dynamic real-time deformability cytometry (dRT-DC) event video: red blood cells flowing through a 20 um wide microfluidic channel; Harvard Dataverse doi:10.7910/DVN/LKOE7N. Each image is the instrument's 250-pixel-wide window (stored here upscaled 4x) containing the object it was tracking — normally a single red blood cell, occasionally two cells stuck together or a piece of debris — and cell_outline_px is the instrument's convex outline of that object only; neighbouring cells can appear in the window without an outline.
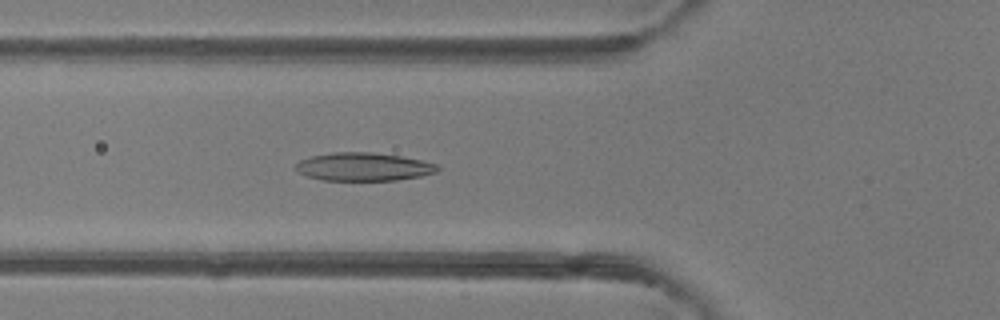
{"species": "common noctule bat (a hibernating species)", "species_latin": "Nyctalus noctula", "temperature_condition": "room temperature", "stored_images_in_passage": 40, "camera_frame_rate_fps": 3000, "um_per_image_px": 0.085, "animal": {"sex": "female"}, "frame": {"image": 1, "passage_image": 10, "time_ms": 3.0, "image_size_px": [1000, 320], "cell_outline_px": [[440, 168], [436, 172], [420, 176], [396, 180], [320, 180], [296, 172], [292, 168], [300, 160], [312, 156], [332, 152], [372, 152], [400, 156], [420, 160], [436, 164]], "centroid_in_image_um": [30.84, 14.17], "position_along_channel_um": 95.0, "area_um2": 23.29}}
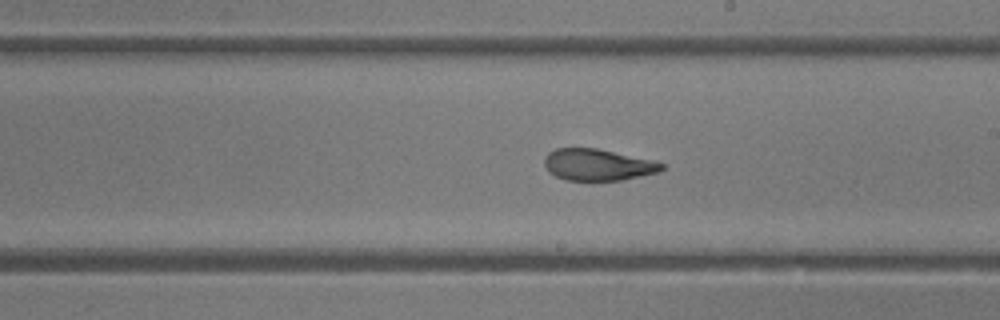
{"frame": {"image": 2, "passage_image": 20, "time_ms": 6.333, "image_size_px": [1000, 320], "cell_outline_px": [[664, 168], [656, 172], [640, 176], [620, 180], [564, 180], [548, 172], [544, 164], [544, 156], [548, 152], [556, 148], [596, 148], [652, 160], [664, 164]], "centroid_in_image_um": [50.75, 14.0], "position_along_channel_um": 238.3, "area_um2": 21.44}}
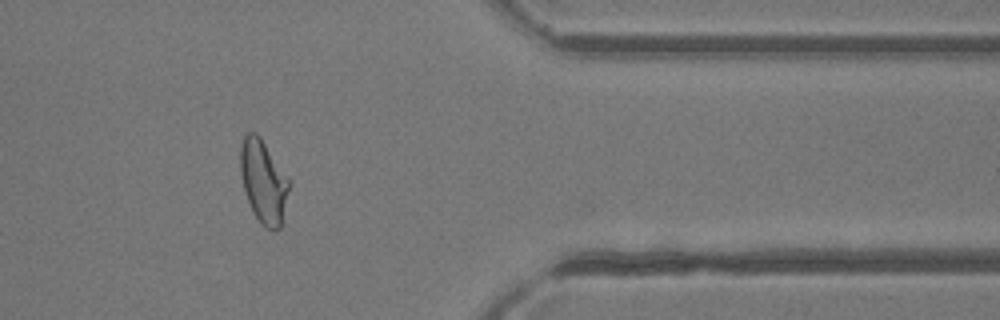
{"frame": {"image": 3, "passage_image": 32, "time_ms": 10.333, "image_size_px": [1000, 320], "cell_outline_px": [[292, 184], [280, 228], [276, 232], [264, 228], [260, 224], [252, 212], [244, 192], [240, 172], [240, 144], [244, 136], [248, 132], [256, 132], [260, 136]], "centroid_in_image_um": [22.4, 15.48], "position_along_channel_um": 389.0, "area_um2": 24.1}, "authors_computed_cell_mechanics": {"area_um2": 23.3801, "velocity_mm_per_s": 4.2813, "shape_relaxation_time_tau1_ms": 5.9638, "shape_relaxation_time_tau2_ms": 1.6524, "deformation_change_tau1": 0.2186, "deformation_change_tau2": 0.0804}}